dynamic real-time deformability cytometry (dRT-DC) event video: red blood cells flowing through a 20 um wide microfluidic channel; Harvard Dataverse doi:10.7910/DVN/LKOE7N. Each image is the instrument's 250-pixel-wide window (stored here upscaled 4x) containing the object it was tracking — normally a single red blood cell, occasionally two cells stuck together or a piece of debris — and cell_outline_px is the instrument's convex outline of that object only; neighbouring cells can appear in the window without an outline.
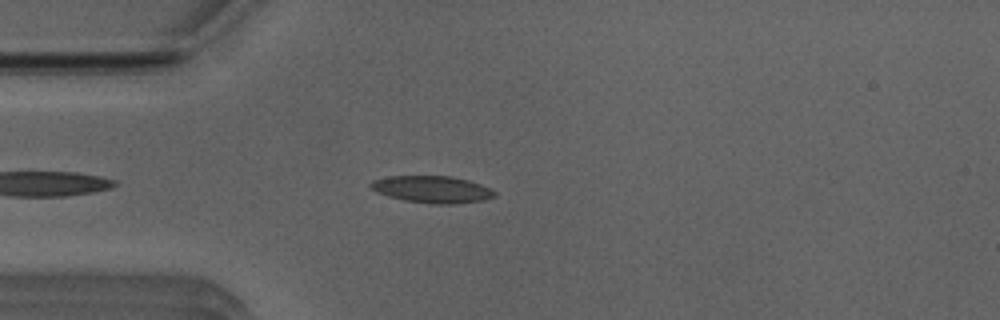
{"species": "Egyptian fruit bat (a non-hibernating species)", "species_latin": "Rousettus aegyptiacus", "temperature_condition": "room temperature", "stored_images_in_passage": 43, "camera_frame_rate_fps": 3000, "um_per_image_px": 0.085, "animal": {"sex": "male"}, "frame": {"image": 1, "passage_image": 5, "time_ms": 1.333, "image_size_px": [1000, 320], "cell_outline_px": [[496, 196], [484, 200], [456, 204], [432, 204], [404, 200], [388, 196], [376, 192], [368, 184], [372, 180], [388, 176], [452, 176], [468, 180], [480, 184], [496, 192]], "centroid_in_image_um": [36.72, 16.1], "position_along_channel_um": 48.3, "area_um2": 19.54}}
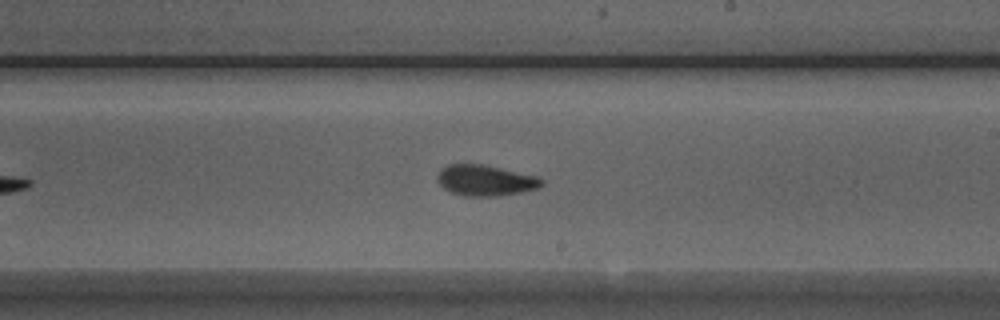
{"frame": {"image": 2, "passage_image": 21, "time_ms": 6.667, "image_size_px": [1000, 320], "cell_outline_px": [[544, 184], [540, 188], [520, 192], [496, 196], [464, 196], [452, 192], [444, 188], [436, 180], [436, 176], [440, 168], [448, 164], [480, 164], [540, 176], [544, 180]], "centroid_in_image_um": [41.27, 15.33], "position_along_channel_um": 247.7, "area_um2": 18.9}}
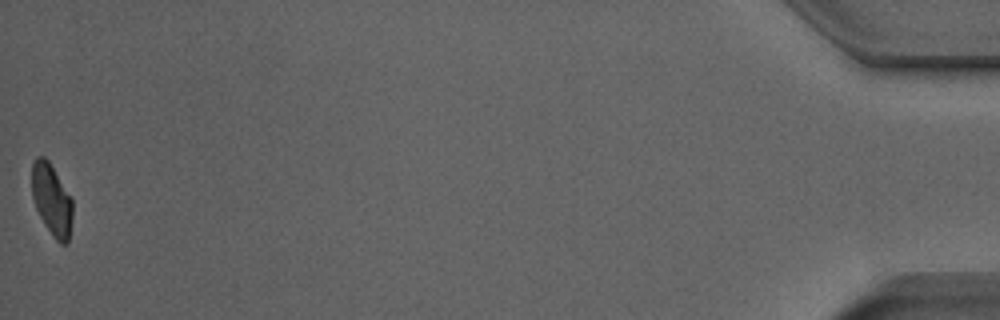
{"frame": {"image": 3, "passage_image": 43, "time_ms": 14.0, "image_size_px": [1000, 320], "cell_outline_px": [[72, 216], [68, 244], [60, 244], [52, 236], [44, 224], [36, 208], [32, 196], [32, 164], [36, 156], [44, 156], [48, 160], [72, 200]], "centroid_in_image_um": [4.38, 17.0], "position_along_channel_um": 430.8, "area_um2": 16.82}, "authors_computed_cell_mechanics": {"area_um2": 18.6694, "velocity_mm_per_s": 3.9388, "shape_relaxation_time_tau1_ms": 4.3753, "shape_relaxation_time_tau2_ms": 2.3629, "deformation_change_tau1": 0.1215, "deformation_change_tau2": 0.0835}}